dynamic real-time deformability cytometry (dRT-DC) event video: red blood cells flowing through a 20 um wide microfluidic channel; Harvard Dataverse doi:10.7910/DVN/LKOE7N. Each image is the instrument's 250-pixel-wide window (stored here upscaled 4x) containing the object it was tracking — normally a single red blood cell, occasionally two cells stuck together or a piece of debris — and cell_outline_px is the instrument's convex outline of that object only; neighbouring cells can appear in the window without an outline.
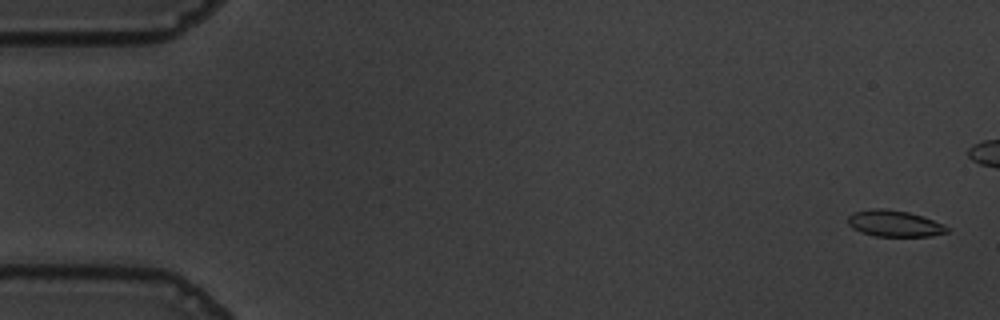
{"species": "common noctule bat (a hibernating species)", "species_latin": "Nyctalus noctula", "temperature_condition": "warm", "stored_images_in_passage": 9, "camera_frame_rate_fps": 3000, "um_per_image_px": 0.085, "animal": {"sex": "male", "body_mass_g": 19.5, "forearm_length_mm": 54.6}, "frame": {"image": 1, "passage_image": 2, "time_ms": 0.333, "image_size_px": [1000, 320], "cell_outline_px": [[948, 232], [932, 236], [876, 236], [860, 232], [852, 228], [848, 224], [848, 216], [852, 212], [876, 208], [884, 208], [908, 212], [944, 224], [948, 228]], "centroid_in_image_um": [75.99, 19.0], "position_along_channel_um": 9.0, "area_um2": 15.14}}